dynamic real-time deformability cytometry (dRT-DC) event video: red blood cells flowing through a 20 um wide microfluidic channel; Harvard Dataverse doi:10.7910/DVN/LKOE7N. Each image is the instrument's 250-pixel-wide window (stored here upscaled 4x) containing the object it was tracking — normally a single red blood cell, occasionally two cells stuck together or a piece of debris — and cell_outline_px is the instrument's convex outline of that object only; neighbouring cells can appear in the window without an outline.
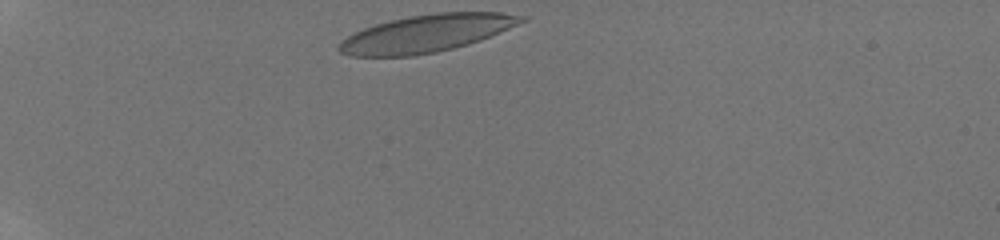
{"species": "human", "species_latin": "Homo sapiens", "temperature_condition": "room temperature", "stored_images_in_passage": 6, "camera_frame_rate_fps": 3000, "um_per_image_px": 0.085, "donor": {"sex": "male"}, "frame": {"image": 1, "passage_image": 1, "time_ms": 0.0, "image_size_px": [1000, 240], "cell_outline_px": [[528, 20], [500, 32], [480, 40], [468, 44], [436, 52], [412, 56], [348, 56], [340, 52], [336, 48], [340, 40], [364, 28], [376, 24], [392, 20], [412, 16], [436, 12], [500, 12], [528, 16]], "centroid_in_image_um": [36.26, 2.84], "position_along_channel_um": 48.7, "area_um2": 39.65}}
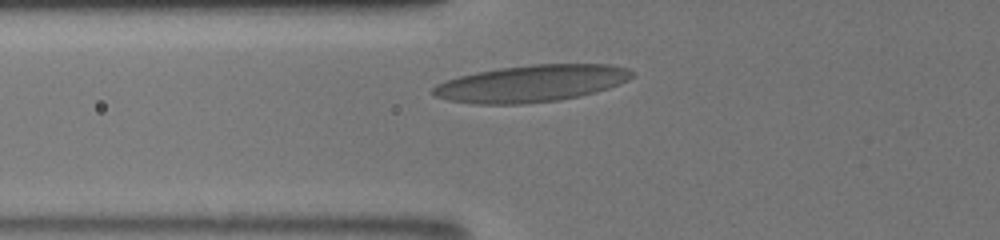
{"frame": {"image": 2, "passage_image": 6, "time_ms": 2.0, "image_size_px": [1000, 240], "cell_outline_px": [[636, 72], [628, 80], [620, 84], [596, 92], [580, 96], [560, 100], [524, 104], [472, 104], [448, 100], [436, 96], [432, 92], [432, 88], [436, 84], [444, 80], [476, 72], [500, 68], [532, 64], [608, 64], [628, 68]], "centroid_in_image_um": [45.18, 7.1], "position_along_channel_um": 80.6, "area_um2": 43.0}}